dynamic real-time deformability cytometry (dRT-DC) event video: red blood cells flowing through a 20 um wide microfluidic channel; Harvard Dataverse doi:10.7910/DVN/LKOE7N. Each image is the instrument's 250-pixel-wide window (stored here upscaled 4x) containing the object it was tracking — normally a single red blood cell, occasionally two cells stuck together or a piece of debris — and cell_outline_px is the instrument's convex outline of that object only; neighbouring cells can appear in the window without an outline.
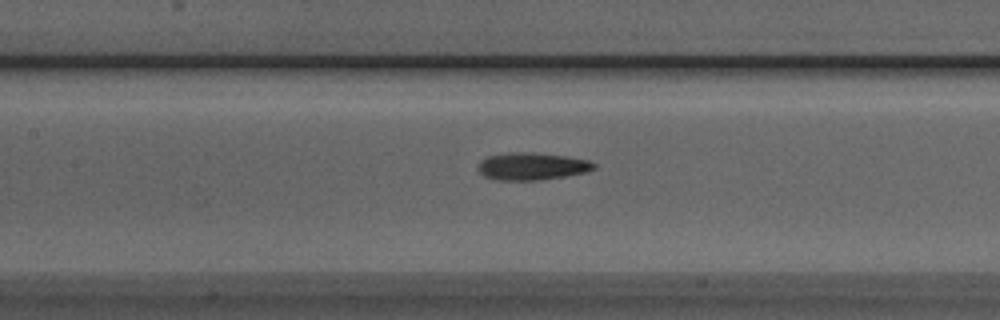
{"species": "Egyptian fruit bat (a non-hibernating species)", "species_latin": "Rousettus aegyptiacus", "temperature_condition": "room temperature", "stored_images_in_passage": 35, "camera_frame_rate_fps": 3000, "um_per_image_px": 0.085, "animal": {"sex": "male"}, "frame": {"image": 1, "passage_image": 9, "time_ms": 2.667, "image_size_px": [1000, 320], "cell_outline_px": [[596, 168], [588, 172], [540, 180], [496, 180], [484, 176], [476, 168], [480, 160], [488, 156], [512, 152], [532, 152], [564, 156], [588, 160], [596, 164]], "centroid_in_image_um": [45.2, 14.14], "position_along_channel_um": 162.2, "area_um2": 18.55}}
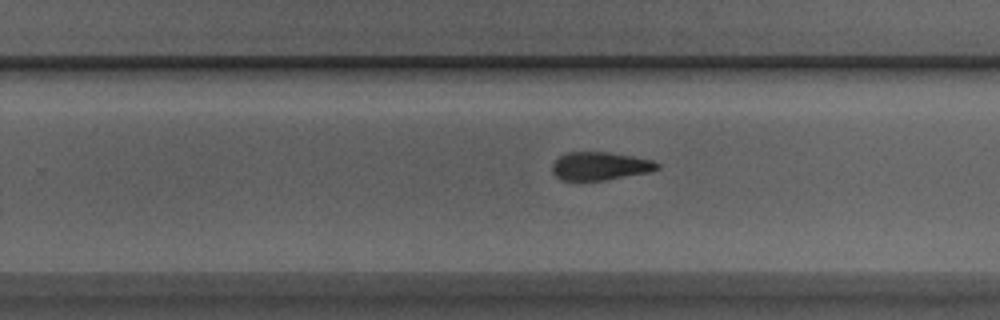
{"frame": {"image": 2, "passage_image": 18, "time_ms": 5.667, "image_size_px": [1000, 320], "cell_outline_px": [[660, 168], [652, 172], [604, 180], [560, 180], [552, 172], [552, 164], [560, 156], [568, 152], [608, 152], [632, 156], [652, 160], [660, 164]], "centroid_in_image_um": [51.03, 14.12], "position_along_channel_um": 278.8, "area_um2": 17.28}}
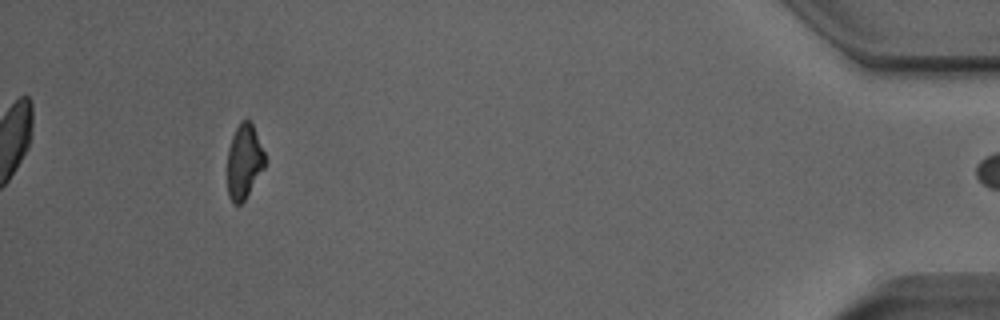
{"frame": {"image": 3, "passage_image": 34, "time_ms": 11.0, "image_size_px": [1000, 320], "cell_outline_px": [[264, 168], [244, 200], [240, 204], [232, 204], [228, 196], [228, 148], [232, 136], [240, 120], [248, 120], [252, 124], [264, 152]], "centroid_in_image_um": [20.73, 13.74], "position_along_channel_um": 414.5, "area_um2": 16.07}, "authors_computed_cell_mechanics": {"area_um2": 18.0336, "velocity_mm_per_s": 3.9032, "shape_relaxation_time_tau1_ms": 7.1556, "shape_relaxation_time_tau2_ms": 2.8353, "deformation_change_tau1": 0.1924, "deformation_change_tau2": 0.1164}}